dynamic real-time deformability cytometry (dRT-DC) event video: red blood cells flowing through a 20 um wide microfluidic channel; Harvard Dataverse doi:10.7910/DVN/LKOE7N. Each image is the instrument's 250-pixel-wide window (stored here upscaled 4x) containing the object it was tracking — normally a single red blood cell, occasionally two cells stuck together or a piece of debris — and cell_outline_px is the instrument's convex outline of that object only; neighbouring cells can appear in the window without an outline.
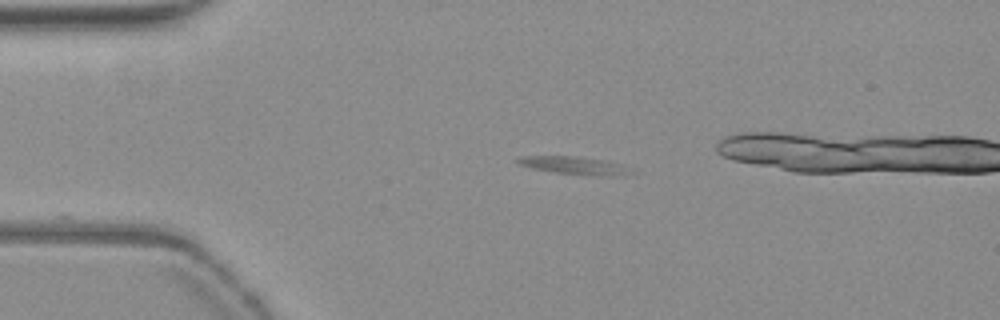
{"species": "common noctule bat (a hibernating species)", "species_latin": "Nyctalus noctula", "temperature_condition": "warm", "stored_images_in_passage": 45, "camera_frame_rate_fps": 3000, "um_per_image_px": 0.085, "animal": {"sex": "female", "body_mass_g": 19.3, "forearm_length_mm": 54.1}, "frame": {"image": 1, "passage_image": 1, "time_ms": 0.0, "image_size_px": [1000, 320], "cell_outline_px": [[640, 172], [624, 176], [612, 176], [556, 172], [532, 168], [520, 164], [516, 160], [516, 156], [576, 156], [604, 160], [624, 164]], "centroid_in_image_um": [48.99, 14.06], "position_along_channel_um": 36.0, "area_um2": 11.91}}
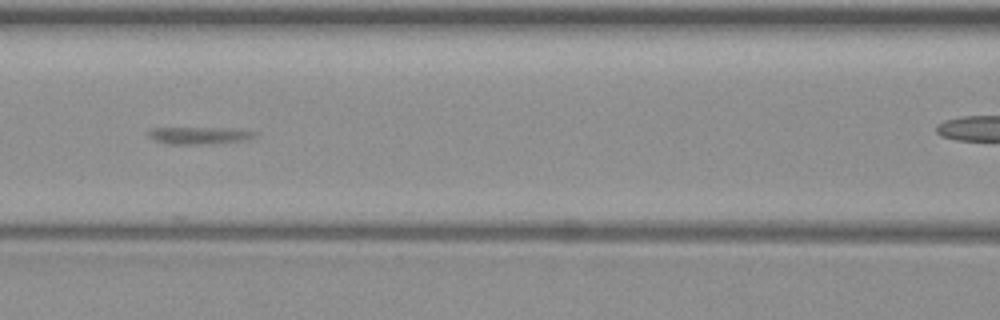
{"frame": {"image": 2, "passage_image": 13, "time_ms": 4.0, "image_size_px": [1000, 320], "cell_outline_px": [[256, 132], [248, 140], [216, 144], [164, 144], [148, 136], [148, 132], [152, 128], [220, 128]], "centroid_in_image_um": [16.88, 11.53], "position_along_channel_um": 149.7, "area_um2": 10.52}}
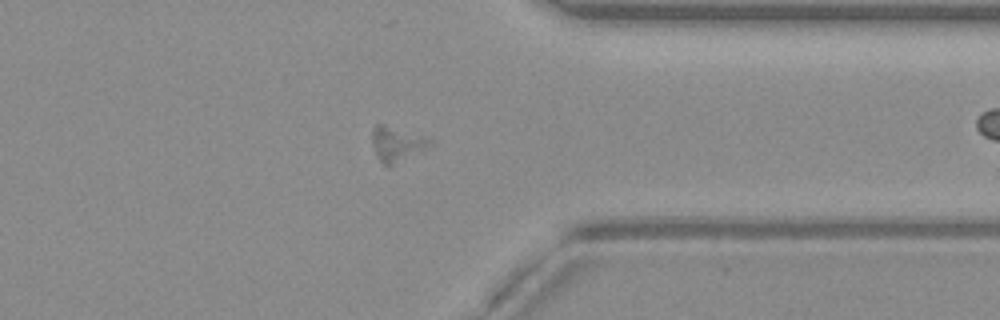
{"frame": {"image": 3, "passage_image": 32, "time_ms": 10.333, "image_size_px": [1000, 320], "cell_outline_px": [[432, 144], [392, 164], [384, 164], [376, 156], [372, 144], [372, 132], [376, 124], [380, 124], [432, 140]], "centroid_in_image_um": [33.64, 12.23], "position_along_channel_um": 377.8, "area_um2": 10.69}}